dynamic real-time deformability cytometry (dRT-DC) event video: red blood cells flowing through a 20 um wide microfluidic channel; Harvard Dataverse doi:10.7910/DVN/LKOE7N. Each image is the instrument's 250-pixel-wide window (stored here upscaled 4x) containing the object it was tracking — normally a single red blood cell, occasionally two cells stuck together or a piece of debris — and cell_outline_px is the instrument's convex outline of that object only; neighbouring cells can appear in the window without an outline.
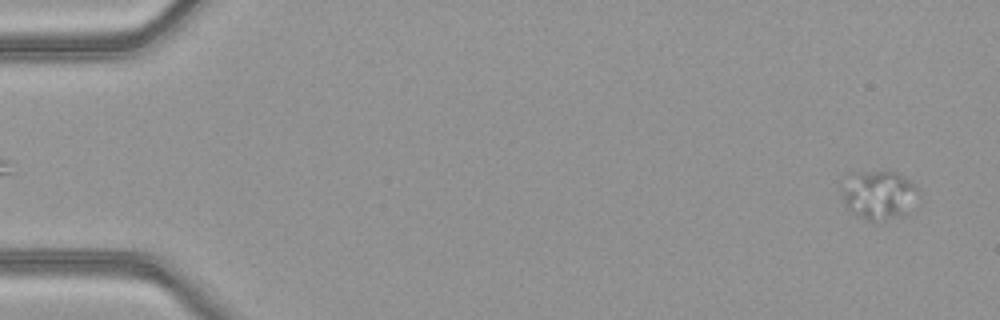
{"species": "common noctule bat (a hibernating species)", "species_latin": "Nyctalus noctula", "temperature_condition": "warm", "stored_images_in_passage": 51, "camera_frame_rate_fps": 3000, "um_per_image_px": 0.085, "animal": {"sex": "female", "body_mass_g": 21.9}, "frame": {"image": 1, "passage_image": 2, "time_ms": 0.333, "image_size_px": [1000, 320], "cell_outline_px": [[920, 200], [904, 216], [872, 224], [852, 212], [848, 208], [844, 200], [844, 192], [856, 172], [896, 172], [908, 180], [920, 192]], "centroid_in_image_um": [74.84, 16.66], "position_along_channel_um": 10.2, "area_um2": 21.5}}
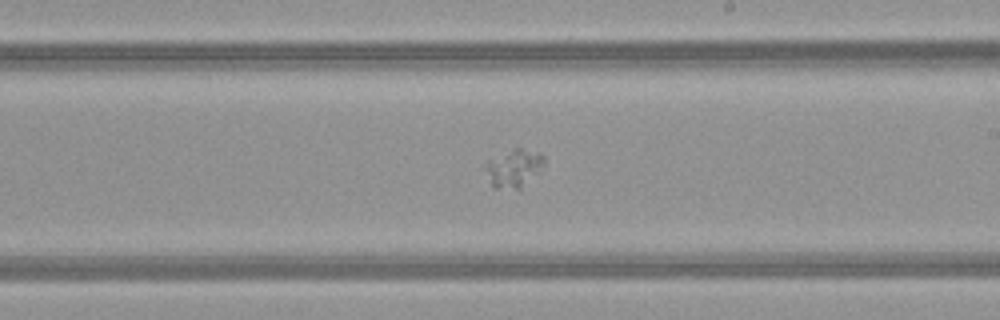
{"frame": {"image": 2, "passage_image": 30, "time_ms": 9.667, "image_size_px": [1000, 320], "cell_outline_px": [[544, 160], [540, 172], [520, 192], [492, 188], [484, 168], [484, 160], [516, 148], [520, 148], [540, 152], [544, 156]], "centroid_in_image_um": [43.65, 14.36], "position_along_channel_um": 245.3, "area_um2": 13.81}}
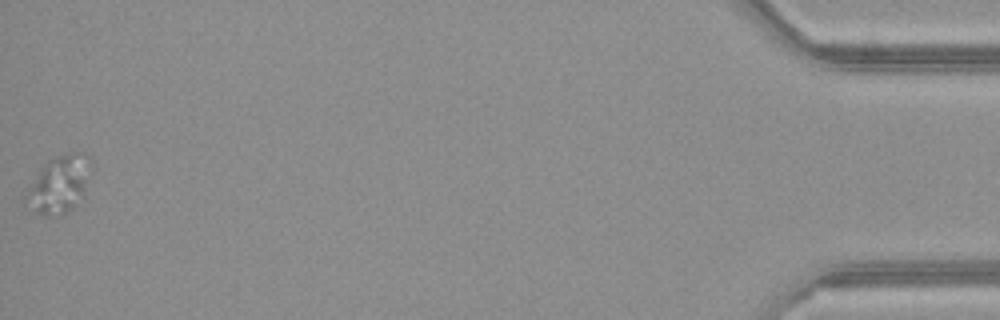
{"frame": {"image": 3, "passage_image": 51, "time_ms": 16.667, "image_size_px": [1000, 320], "cell_outline_px": [[84, 200], [72, 208], [64, 212], [48, 216], [44, 216], [36, 212], [24, 200], [28, 192], [40, 172], [48, 160], [56, 156], [68, 152], [72, 152], [76, 156], [84, 176]], "centroid_in_image_um": [4.89, 15.82], "position_along_channel_um": 430.3, "area_um2": 19.07}}